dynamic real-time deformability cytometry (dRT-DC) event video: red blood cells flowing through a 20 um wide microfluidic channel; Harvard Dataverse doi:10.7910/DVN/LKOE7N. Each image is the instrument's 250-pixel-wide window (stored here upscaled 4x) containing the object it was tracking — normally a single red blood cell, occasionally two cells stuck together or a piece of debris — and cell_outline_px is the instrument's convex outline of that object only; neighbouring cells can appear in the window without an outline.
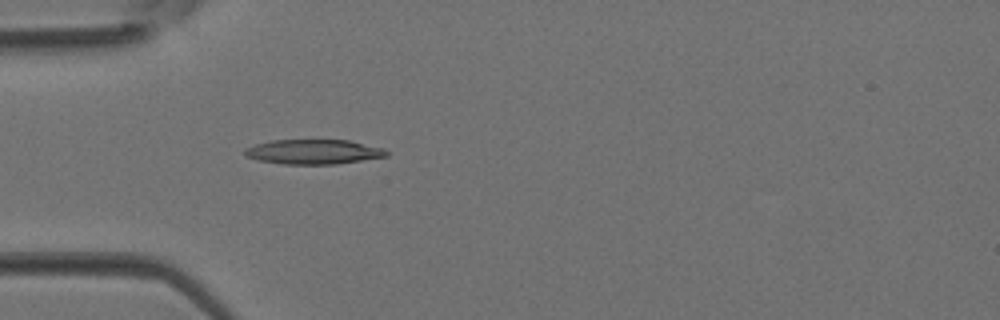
{"species": "Egyptian fruit bat (a non-hibernating species)", "species_latin": "Rousettus aegyptiacus", "temperature_condition": "room temperature", "stored_images_in_passage": 2, "camera_frame_rate_fps": 3000, "um_per_image_px": 0.085, "animal": {"sex": "female"}, "frame": {"image": 1, "passage_image": 2, "time_ms": 0.333, "image_size_px": [1000, 320], "cell_outline_px": [[388, 156], [336, 164], [284, 164], [256, 160], [244, 156], [244, 148], [256, 144], [272, 140], [348, 140], [384, 148], [388, 152]], "centroid_in_image_um": [26.62, 12.9], "position_along_channel_um": 58.4, "area_um2": 20.46}}